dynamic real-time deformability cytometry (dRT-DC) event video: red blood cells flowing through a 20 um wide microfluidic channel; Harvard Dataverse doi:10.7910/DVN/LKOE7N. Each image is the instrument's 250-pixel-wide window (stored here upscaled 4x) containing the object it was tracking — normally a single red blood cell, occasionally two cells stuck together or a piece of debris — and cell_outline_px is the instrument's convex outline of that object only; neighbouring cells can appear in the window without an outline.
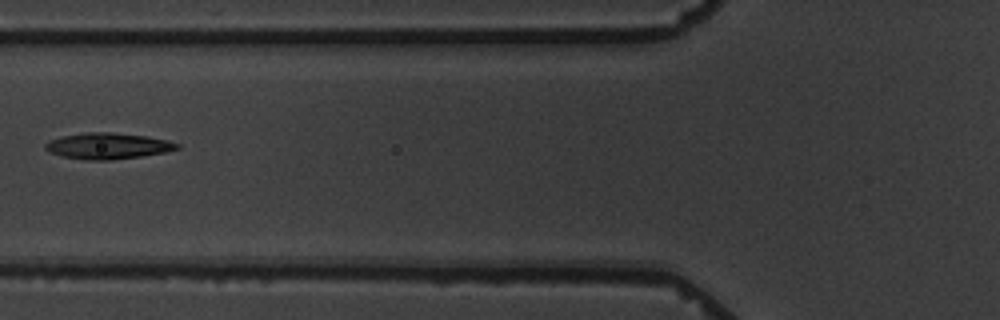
{"species": "common noctule bat (a hibernating species)", "species_latin": "Nyctalus noctula", "temperature_condition": "warm", "stored_images_in_passage": 7, "camera_frame_rate_fps": 3000, "um_per_image_px": 0.085, "animal": {"sex": "male", "body_mass_g": 19.5, "forearm_length_mm": 54.6}, "frame": {"image": 1, "passage_image": 3, "time_ms": 2.333, "image_size_px": [1000, 320], "cell_outline_px": [[180, 148], [164, 152], [140, 156], [112, 160], [84, 160], [60, 156], [48, 152], [44, 148], [44, 144], [48, 140], [64, 136], [88, 132], [108, 132], [148, 136], [168, 140], [180, 144]], "centroid_in_image_um": [9.13, 12.41], "position_along_channel_um": 116.7, "area_um2": 20.11}}
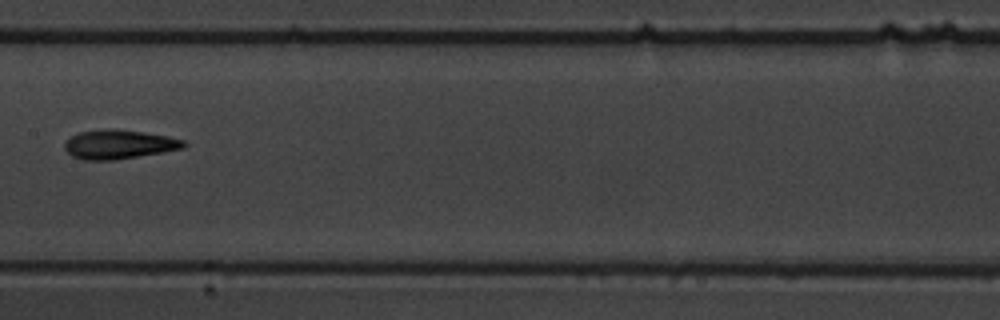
{"frame": {"image": 2, "passage_image": 5, "time_ms": 4.667, "image_size_px": [1000, 320], "cell_outline_px": [[188, 144], [184, 148], [164, 152], [116, 160], [84, 160], [72, 156], [64, 148], [64, 144], [72, 136], [80, 132], [108, 128], [112, 128], [144, 132], [168, 136], [184, 140]], "centroid_in_image_um": [10.14, 12.27], "position_along_channel_um": 197.3, "area_um2": 20.29}}
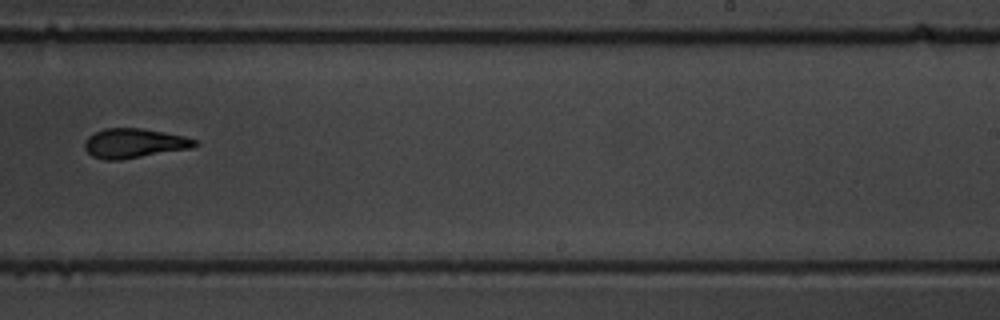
{"frame": {"image": 3, "passage_image": 7, "time_ms": 7.0, "image_size_px": [1000, 320], "cell_outline_px": [[200, 144], [192, 148], [120, 160], [104, 160], [92, 156], [84, 148], [84, 140], [88, 136], [104, 128], [140, 128], [164, 132], [184, 136], [196, 140]], "centroid_in_image_um": [11.39, 12.18], "position_along_channel_um": 277.6, "area_um2": 19.02}}